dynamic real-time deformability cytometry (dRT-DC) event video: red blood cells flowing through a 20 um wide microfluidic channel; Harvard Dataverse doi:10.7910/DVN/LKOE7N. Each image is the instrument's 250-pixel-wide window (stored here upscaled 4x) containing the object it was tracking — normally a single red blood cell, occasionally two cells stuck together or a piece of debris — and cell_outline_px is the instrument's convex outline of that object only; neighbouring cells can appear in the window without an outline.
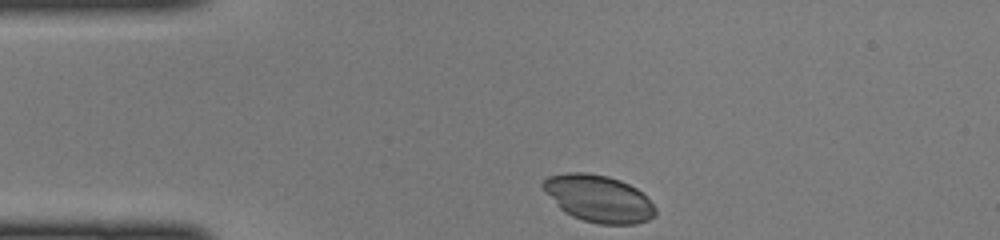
{"species": "common noctule bat (a hibernating species)", "species_latin": "Nyctalus noctula", "temperature_condition": "cold", "stored_images_in_passage": 38, "camera_frame_rate_fps": 3000, "um_per_image_px": 0.085, "animal": {"sex": "female", "body_mass_g": 22.0, "forearm_length_mm": 56.7}, "frame": {"image": 1, "passage_image": 1, "time_ms": 0.0, "image_size_px": [1000, 240], "cell_outline_px": [[656, 216], [648, 220], [636, 224], [600, 224], [584, 220], [572, 216], [564, 212], [560, 208], [540, 184], [548, 176], [568, 172], [588, 172], [608, 176], [620, 180], [636, 188], [656, 208]], "centroid_in_image_um": [50.88, 16.87], "position_along_channel_um": 34.1, "area_um2": 30.58}}